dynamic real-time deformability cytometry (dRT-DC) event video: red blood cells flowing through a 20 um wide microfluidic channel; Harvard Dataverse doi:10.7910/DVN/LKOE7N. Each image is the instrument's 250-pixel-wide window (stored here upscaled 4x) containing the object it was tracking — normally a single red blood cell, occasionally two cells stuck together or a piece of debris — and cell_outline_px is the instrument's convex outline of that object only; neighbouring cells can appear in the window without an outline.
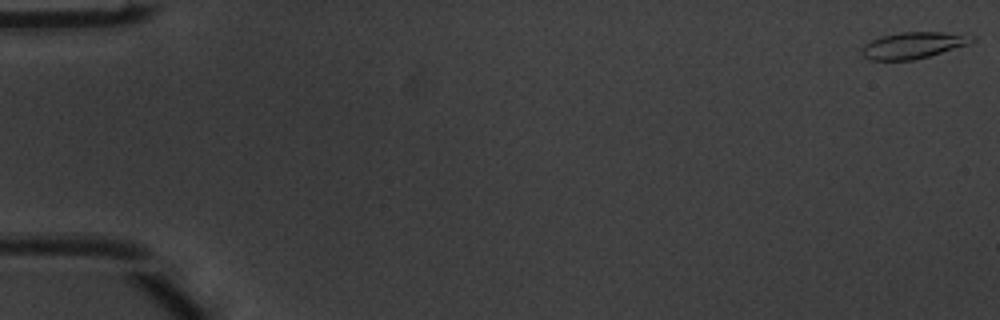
{"species": "common noctule bat (a hibernating species)", "species_latin": "Nyctalus noctula", "temperature_condition": "warm", "stored_images_in_passage": 51, "camera_frame_rate_fps": 3000, "um_per_image_px": 0.085, "animal": {"sex": "male", "body_mass_g": 20.1, "forearm_length_mm": 53.5}, "frame": {"image": 1, "passage_image": 1, "time_ms": 0.0, "image_size_px": [1000, 320], "cell_outline_px": [[976, 40], [968, 44], [928, 56], [912, 60], [868, 60], [860, 52], [860, 48], [864, 44], [880, 36], [900, 32], [940, 32], [976, 36]], "centroid_in_image_um": [77.57, 3.84], "position_along_channel_um": 7.4, "area_um2": 16.94}}
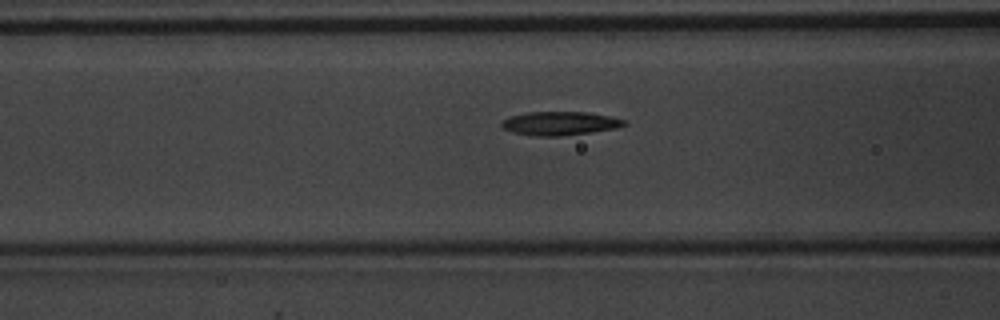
{"frame": {"image": 2, "passage_image": 21, "time_ms": 6.667, "image_size_px": [1000, 320], "cell_outline_px": [[628, 124], [616, 128], [560, 136], [532, 136], [512, 132], [504, 128], [500, 124], [508, 116], [528, 112], [588, 112], [612, 116], [624, 120]], "centroid_in_image_um": [47.58, 10.48], "position_along_channel_um": 119.0, "area_um2": 16.88}}
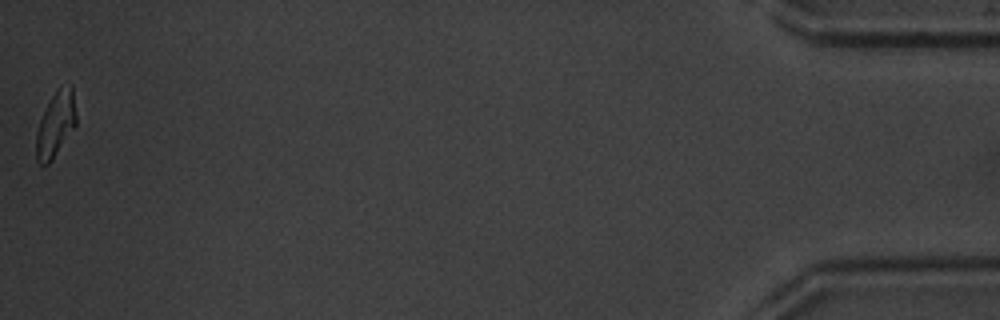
{"frame": {"image": 3, "passage_image": 51, "time_ms": 16.667, "image_size_px": [1000, 320], "cell_outline_px": [[76, 124], [52, 160], [44, 168], [36, 160], [36, 132], [40, 120], [56, 88], [60, 84], [72, 84], [76, 116]], "centroid_in_image_um": [4.72, 10.55], "position_along_channel_um": 430.5, "area_um2": 15.26}, "authors_computed_cell_mechanics": {"area_um2": 16.7042, "velocity_mm_per_s": 4.029, "shape_relaxation_time_tau1_ms": 3.568, "shape_relaxation_time_tau2_ms": 2.9648, "deformation_change_tau1": 0.1698, "deformation_change_tau2": 0.1102}}